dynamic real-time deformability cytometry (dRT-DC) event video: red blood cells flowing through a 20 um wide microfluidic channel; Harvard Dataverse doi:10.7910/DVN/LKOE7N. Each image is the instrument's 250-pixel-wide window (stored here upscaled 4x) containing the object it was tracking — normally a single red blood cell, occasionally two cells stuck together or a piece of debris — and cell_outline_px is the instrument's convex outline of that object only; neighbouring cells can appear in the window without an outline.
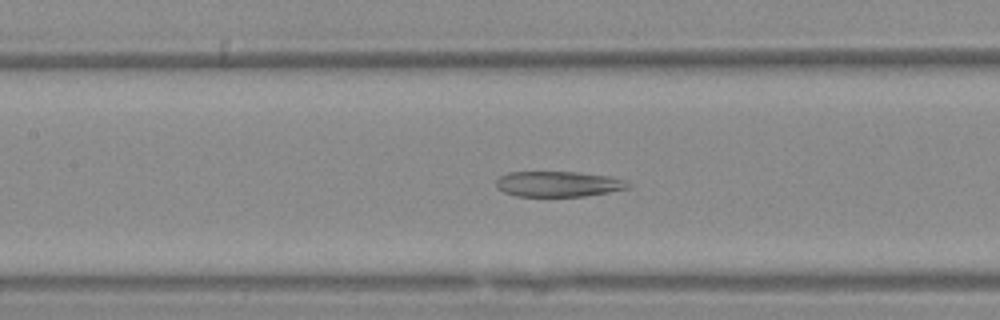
{"species": "Egyptian fruit bat (a non-hibernating species)", "species_latin": "Rousettus aegyptiacus", "temperature_condition": "warm", "stored_images_in_passage": 20, "camera_frame_rate_fps": 3000, "um_per_image_px": 0.085, "animal": {"sex": "female"}, "frame": {"image": 1, "passage_image": 14, "time_ms": 4.333, "image_size_px": [1000, 320], "cell_outline_px": [[628, 188], [608, 192], [584, 196], [516, 196], [504, 192], [496, 184], [496, 180], [500, 176], [508, 172], [576, 172], [608, 176], [624, 180], [628, 184]], "centroid_in_image_um": [47.42, 15.64], "position_along_channel_um": 160.0, "area_um2": 19.31}}
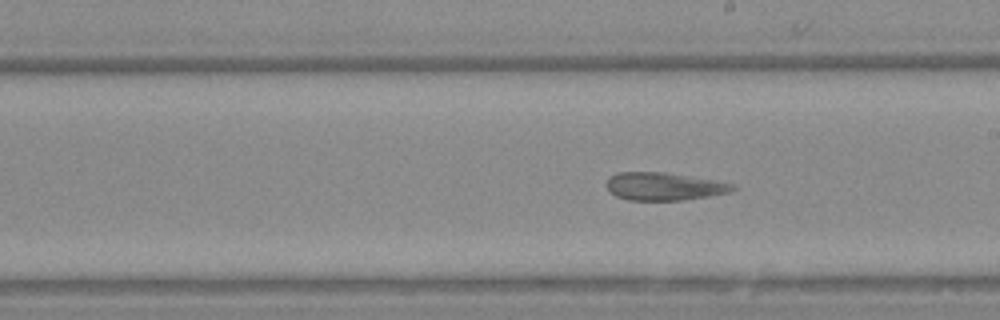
{"frame": {"image": 2, "passage_image": 20, "time_ms": 6.333, "image_size_px": [1000, 320], "cell_outline_px": [[736, 188], [728, 192], [708, 196], [684, 200], [628, 200], [616, 196], [608, 188], [608, 176], [620, 172], [660, 172], [712, 180], [736, 184]], "centroid_in_image_um": [56.43, 15.85], "position_along_channel_um": 232.6, "area_um2": 20.06}}